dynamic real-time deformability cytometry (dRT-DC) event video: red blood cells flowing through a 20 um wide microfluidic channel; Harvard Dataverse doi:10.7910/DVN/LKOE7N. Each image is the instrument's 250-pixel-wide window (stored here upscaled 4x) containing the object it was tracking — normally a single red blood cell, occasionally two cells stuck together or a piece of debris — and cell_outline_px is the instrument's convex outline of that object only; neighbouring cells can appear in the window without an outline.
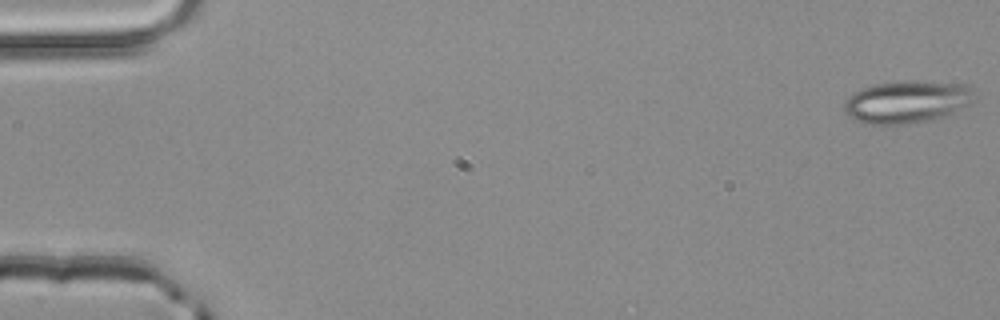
{"species": "common noctule bat (a hibernating species)", "species_latin": "Nyctalus noctula", "temperature_condition": "room temperature", "stored_images_in_passage": 52, "camera_frame_rate_fps": 3000, "um_per_image_px": 0.085, "animal": {"sex": "male", "body_mass_g": 20.4}, "frame": {"image": 1, "passage_image": 1, "time_ms": 0.0, "image_size_px": [1000, 320], "cell_outline_px": [[976, 96], [968, 104], [948, 116], [932, 120], [904, 124], [872, 124], [856, 120], [844, 108], [844, 104], [848, 96], [852, 92], [860, 88], [876, 84], [968, 84], [972, 88]], "centroid_in_image_um": [77.1, 8.71], "position_along_channel_um": 7.9, "area_um2": 30.92}}
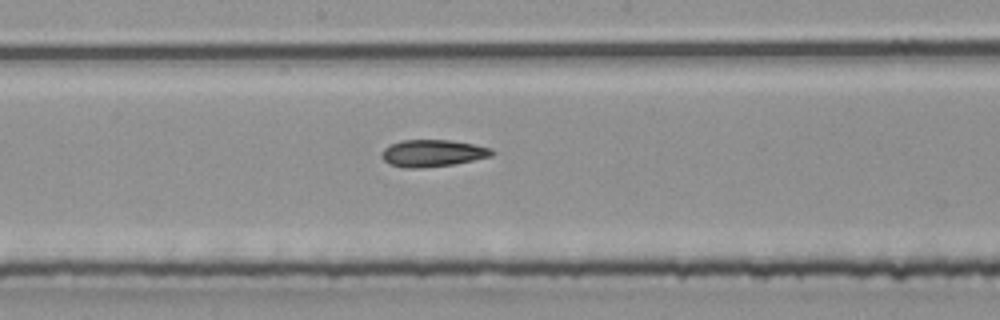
{"frame": {"image": 2, "passage_image": 28, "time_ms": 9.0, "image_size_px": [1000, 320], "cell_outline_px": [[496, 152], [492, 156], [452, 164], [420, 168], [408, 168], [388, 164], [380, 156], [380, 152], [384, 148], [392, 144], [404, 140], [448, 140], [472, 144], [492, 148]], "centroid_in_image_um": [36.76, 13.02], "position_along_channel_um": 211.4, "area_um2": 17.22}}
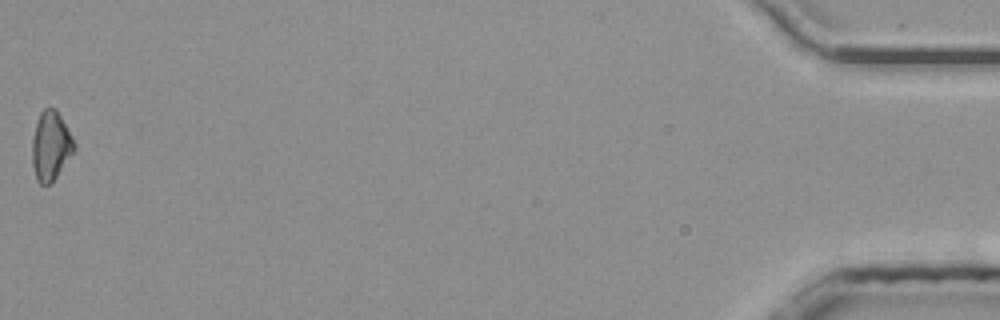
{"frame": {"image": 3, "passage_image": 52, "time_ms": 17.0, "image_size_px": [1000, 320], "cell_outline_px": [[76, 148], [56, 176], [48, 184], [40, 184], [36, 180], [32, 164], [32, 140], [36, 120], [40, 112], [44, 108], [56, 108], [72, 136], [76, 144]], "centroid_in_image_um": [4.3, 12.36], "position_along_channel_um": 430.9, "area_um2": 16.88}}